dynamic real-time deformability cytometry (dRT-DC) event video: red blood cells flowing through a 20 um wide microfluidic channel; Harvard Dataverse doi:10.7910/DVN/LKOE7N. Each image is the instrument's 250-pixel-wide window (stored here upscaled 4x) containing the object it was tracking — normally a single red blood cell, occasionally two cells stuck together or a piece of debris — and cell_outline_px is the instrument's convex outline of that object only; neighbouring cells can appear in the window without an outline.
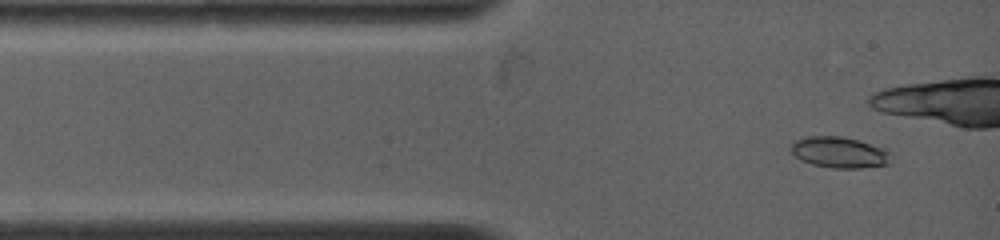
{"species": "common noctule bat (a hibernating species)", "species_latin": "Nyctalus noctula", "temperature_condition": "warm", "stored_images_in_passage": 9, "camera_frame_rate_fps": 4500, "um_per_image_px": 0.085, "animal": {"sex": "female", "body_mass_g": 19.0, "forearm_length_mm": 53.3}, "frame": {"image": 1, "passage_image": 1, "time_ms": 0.0, "image_size_px": [1000, 240], "cell_outline_px": [[888, 164], [860, 168], [832, 168], [812, 164], [796, 156], [792, 152], [792, 144], [796, 140], [808, 136], [840, 136], [856, 140], [880, 148], [888, 152]], "centroid_in_image_um": [71.3, 12.95], "position_along_channel_um": 13.7, "area_um2": 17.4}}